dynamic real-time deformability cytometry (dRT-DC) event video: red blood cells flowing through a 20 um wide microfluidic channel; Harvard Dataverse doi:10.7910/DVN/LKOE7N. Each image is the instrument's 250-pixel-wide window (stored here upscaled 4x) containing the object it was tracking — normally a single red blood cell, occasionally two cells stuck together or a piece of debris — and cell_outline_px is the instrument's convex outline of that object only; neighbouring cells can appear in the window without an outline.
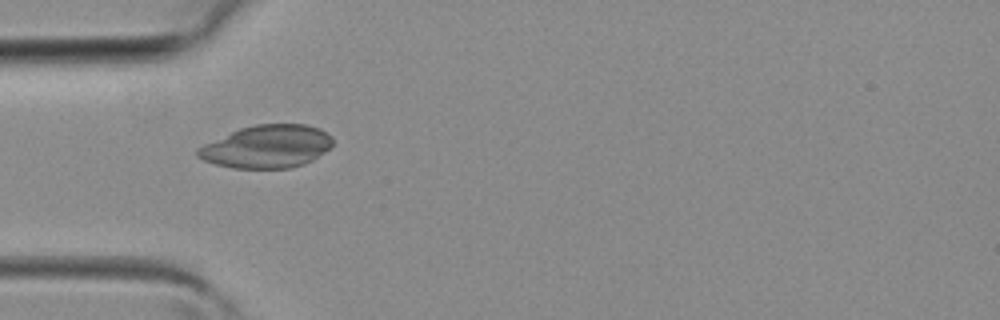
{"species": "common noctule bat (a hibernating species)", "species_latin": "Nyctalus noctula", "temperature_condition": "room temperature", "stored_images_in_passage": 2, "camera_frame_rate_fps": 3000, "um_per_image_px": 0.085, "animal": {"sex": "female", "body_mass_g": 19.3, "forearm_length_mm": 54.1}, "frame": {"image": 1, "passage_image": 2, "time_ms": 0.333, "image_size_px": [1000, 320], "cell_outline_px": [[332, 148], [312, 160], [304, 164], [288, 168], [232, 168], [216, 164], [204, 160], [196, 156], [196, 148], [204, 144], [240, 128], [256, 124], [304, 124], [320, 128], [332, 136]], "centroid_in_image_um": [22.71, 12.45], "position_along_channel_um": 62.3, "area_um2": 33.76}}